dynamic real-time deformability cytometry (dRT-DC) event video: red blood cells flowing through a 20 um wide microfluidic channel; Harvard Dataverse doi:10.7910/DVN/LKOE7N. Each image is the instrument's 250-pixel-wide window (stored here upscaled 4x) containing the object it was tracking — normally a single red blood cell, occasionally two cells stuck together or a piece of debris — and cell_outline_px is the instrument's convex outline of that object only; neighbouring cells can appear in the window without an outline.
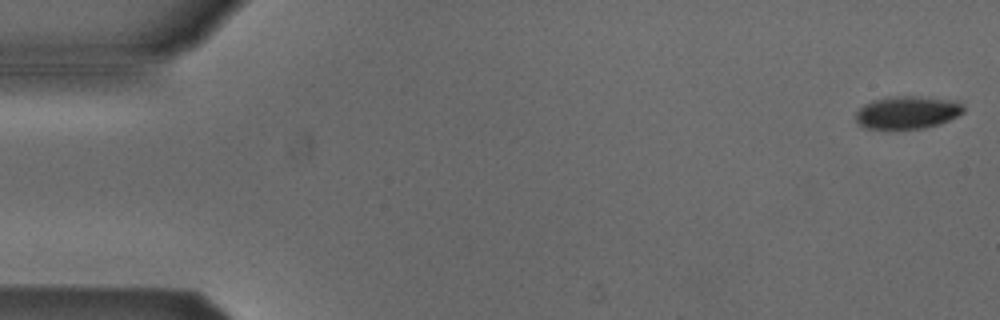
{"species": "Egyptian fruit bat (a non-hibernating species)", "species_latin": "Rousettus aegyptiacus", "temperature_condition": "cold", "stored_images_in_passage": 4, "camera_frame_rate_fps": 3000, "um_per_image_px": 0.085, "animal": {"sex": "male"}, "frame": {"image": 1, "passage_image": 1, "time_ms": 0.0, "image_size_px": [1000, 320], "cell_outline_px": [[964, 112], [940, 124], [924, 128], [868, 128], [860, 124], [856, 120], [856, 112], [864, 104], [872, 100], [888, 96], [916, 96], [956, 100], [964, 104]], "centroid_in_image_um": [77.15, 9.53], "position_along_channel_um": 7.8, "area_um2": 20.52}}
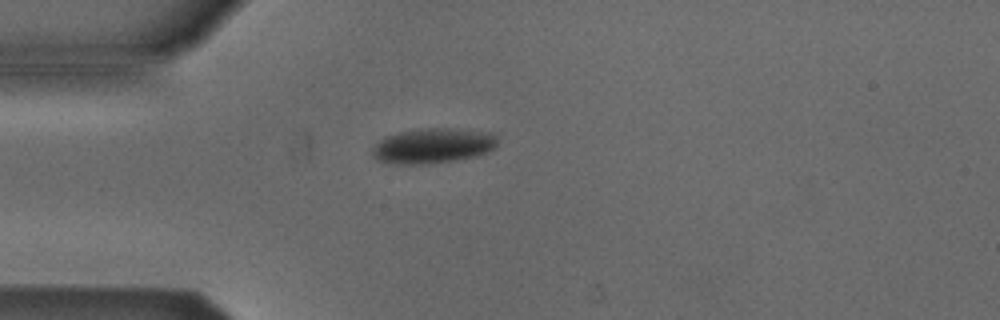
{"frame": {"image": 2, "passage_image": 4, "time_ms": 4.333, "image_size_px": [1000, 320], "cell_outline_px": [[496, 148], [488, 152], [476, 156], [456, 160], [428, 164], [392, 164], [380, 160], [372, 156], [372, 148], [384, 136], [400, 132], [420, 128], [448, 128], [496, 132]], "centroid_in_image_um": [36.83, 12.38], "position_along_channel_um": 48.2, "area_um2": 25.89}}